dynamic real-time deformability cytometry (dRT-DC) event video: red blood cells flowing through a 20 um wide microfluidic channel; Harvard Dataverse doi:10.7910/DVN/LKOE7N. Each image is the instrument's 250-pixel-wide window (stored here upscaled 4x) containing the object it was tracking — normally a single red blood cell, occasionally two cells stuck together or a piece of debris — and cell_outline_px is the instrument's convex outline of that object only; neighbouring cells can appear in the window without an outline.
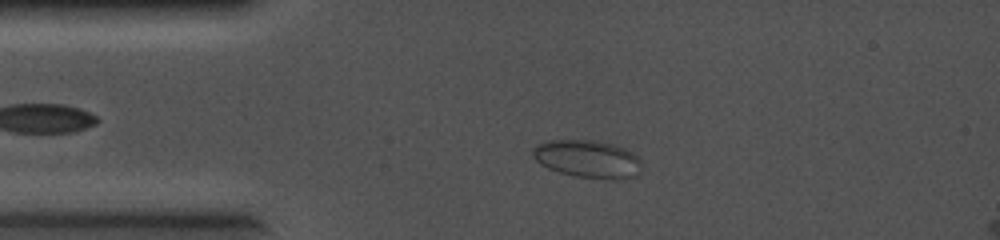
{"species": "common noctule bat (a hibernating species)", "species_latin": "Nyctalus noctula", "temperature_condition": "cold", "stored_images_in_passage": 67, "camera_frame_rate_fps": 5000, "um_per_image_px": 0.085, "animal": {"sex": "female", "body_mass_g": 19.0, "forearm_length_mm": 56.7}, "frame": {"image": 1, "passage_image": 12, "time_ms": 2.2, "image_size_px": [1000, 240], "cell_outline_px": [[640, 172], [636, 176], [624, 180], [576, 176], [560, 172], [548, 168], [540, 164], [532, 156], [532, 148], [536, 144], [548, 140], [596, 140], [612, 144], [624, 148], [632, 152], [640, 160]], "centroid_in_image_um": [49.94, 13.51], "position_along_channel_um": 35.1, "area_um2": 24.04}}
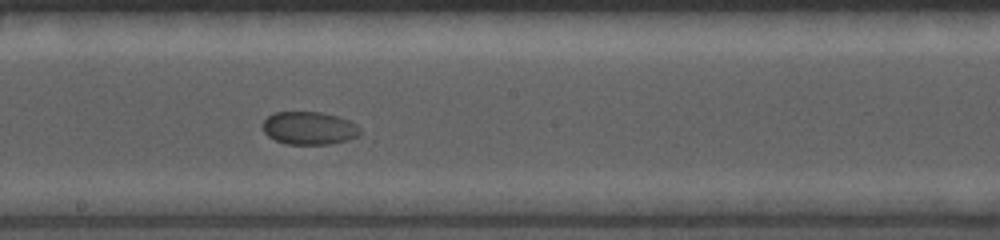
{"frame": {"image": 2, "passage_image": 36, "time_ms": 7.0, "image_size_px": [1000, 240], "cell_outline_px": [[360, 136], [348, 140], [328, 144], [288, 144], [276, 140], [268, 136], [264, 132], [264, 120], [268, 116], [276, 112], [320, 112], [336, 116], [348, 120], [356, 124], [360, 128]], "centroid_in_image_um": [26.3, 10.89], "position_along_channel_um": 221.9, "area_um2": 18.55}}
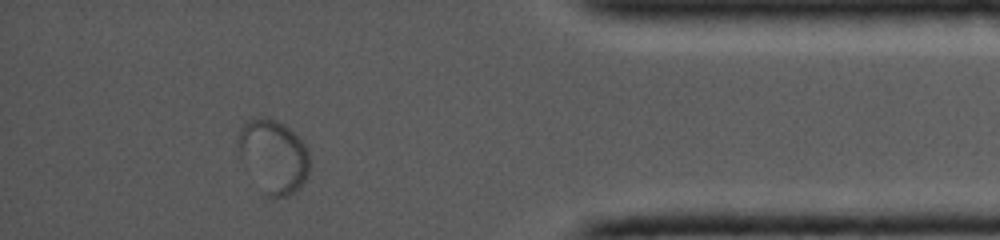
{"frame": {"image": 3, "passage_image": 60, "time_ms": 11.8, "image_size_px": [1000, 240], "cell_outline_px": [[308, 176], [300, 188], [288, 196], [268, 196], [240, 156], [236, 140], [240, 128], [252, 116], [268, 116], [284, 124], [308, 148]], "centroid_in_image_um": [23.24, 13.21], "position_along_channel_um": 412.0, "area_um2": 30.06}}